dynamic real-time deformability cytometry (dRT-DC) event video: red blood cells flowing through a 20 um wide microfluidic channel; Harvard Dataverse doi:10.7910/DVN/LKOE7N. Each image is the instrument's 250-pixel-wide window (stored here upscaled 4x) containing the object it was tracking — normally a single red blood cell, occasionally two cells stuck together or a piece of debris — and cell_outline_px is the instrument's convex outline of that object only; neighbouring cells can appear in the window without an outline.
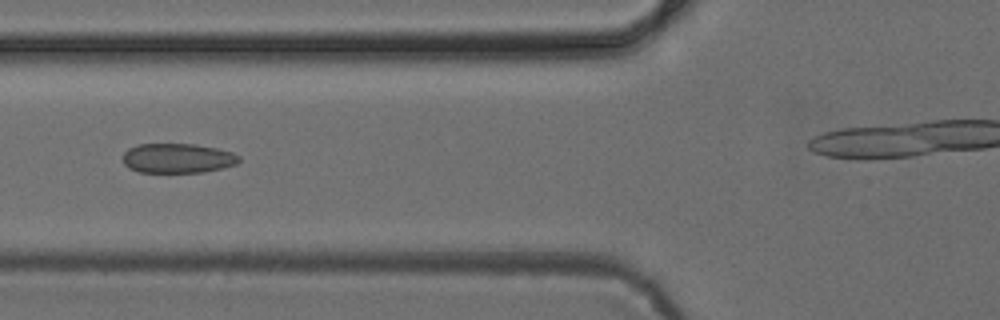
{"species": "common noctule bat (a hibernating species)", "species_latin": "Nyctalus noctula", "temperature_condition": "cold", "stored_images_in_passage": 7, "camera_frame_rate_fps": 3000, "um_per_image_px": 0.085, "animal": {"sex": "female", "body_mass_g": 24.6, "forearm_length_mm": 56.2}, "frame": {"image": 1, "passage_image": 6, "time_ms": 6.0, "image_size_px": [1000, 320], "cell_outline_px": [[240, 160], [236, 164], [224, 168], [204, 172], [140, 172], [128, 168], [124, 164], [124, 152], [128, 148], [140, 144], [196, 144], [216, 148], [232, 152], [240, 156]], "centroid_in_image_um": [15.12, 13.45], "position_along_channel_um": 110.7, "area_um2": 20.11}}